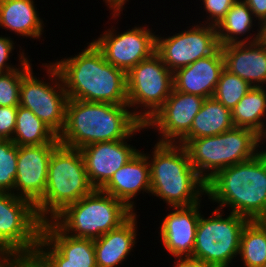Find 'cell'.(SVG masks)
Here are the masks:
<instances>
[{"label": "cell", "instance_id": "19", "mask_svg": "<svg viewBox=\"0 0 266 267\" xmlns=\"http://www.w3.org/2000/svg\"><path fill=\"white\" fill-rule=\"evenodd\" d=\"M220 47L226 70L239 76L252 87H266V43L262 39Z\"/></svg>", "mask_w": 266, "mask_h": 267}, {"label": "cell", "instance_id": "28", "mask_svg": "<svg viewBox=\"0 0 266 267\" xmlns=\"http://www.w3.org/2000/svg\"><path fill=\"white\" fill-rule=\"evenodd\" d=\"M12 141L19 146L60 144L58 135L31 110L18 106Z\"/></svg>", "mask_w": 266, "mask_h": 267}, {"label": "cell", "instance_id": "15", "mask_svg": "<svg viewBox=\"0 0 266 267\" xmlns=\"http://www.w3.org/2000/svg\"><path fill=\"white\" fill-rule=\"evenodd\" d=\"M144 129L147 127L142 123L127 139L98 142L79 149L88 179L95 189H101L114 173L137 154L139 150L127 141Z\"/></svg>", "mask_w": 266, "mask_h": 267}, {"label": "cell", "instance_id": "10", "mask_svg": "<svg viewBox=\"0 0 266 267\" xmlns=\"http://www.w3.org/2000/svg\"><path fill=\"white\" fill-rule=\"evenodd\" d=\"M42 66L50 82L33 75L31 68L21 79L19 105L31 110L59 136L65 126L68 96L58 69L51 62Z\"/></svg>", "mask_w": 266, "mask_h": 267}, {"label": "cell", "instance_id": "16", "mask_svg": "<svg viewBox=\"0 0 266 267\" xmlns=\"http://www.w3.org/2000/svg\"><path fill=\"white\" fill-rule=\"evenodd\" d=\"M59 144L19 146L14 194L34 205L46 189L50 156Z\"/></svg>", "mask_w": 266, "mask_h": 267}, {"label": "cell", "instance_id": "38", "mask_svg": "<svg viewBox=\"0 0 266 267\" xmlns=\"http://www.w3.org/2000/svg\"><path fill=\"white\" fill-rule=\"evenodd\" d=\"M173 267H204L197 259L192 257H176Z\"/></svg>", "mask_w": 266, "mask_h": 267}, {"label": "cell", "instance_id": "4", "mask_svg": "<svg viewBox=\"0 0 266 267\" xmlns=\"http://www.w3.org/2000/svg\"><path fill=\"white\" fill-rule=\"evenodd\" d=\"M152 149V154L145 153L150 165L151 195L162 199L169 208L200 203L206 195V181L191 165L185 146L157 142Z\"/></svg>", "mask_w": 266, "mask_h": 267}, {"label": "cell", "instance_id": "31", "mask_svg": "<svg viewBox=\"0 0 266 267\" xmlns=\"http://www.w3.org/2000/svg\"><path fill=\"white\" fill-rule=\"evenodd\" d=\"M17 156L18 146L10 139H0V192L14 194Z\"/></svg>", "mask_w": 266, "mask_h": 267}, {"label": "cell", "instance_id": "29", "mask_svg": "<svg viewBox=\"0 0 266 267\" xmlns=\"http://www.w3.org/2000/svg\"><path fill=\"white\" fill-rule=\"evenodd\" d=\"M238 256L243 267H262L266 263V229L257 220L244 226Z\"/></svg>", "mask_w": 266, "mask_h": 267}, {"label": "cell", "instance_id": "2", "mask_svg": "<svg viewBox=\"0 0 266 267\" xmlns=\"http://www.w3.org/2000/svg\"><path fill=\"white\" fill-rule=\"evenodd\" d=\"M141 124L128 104L68 98L65 126L58 140L64 146L81 149L98 142L127 139Z\"/></svg>", "mask_w": 266, "mask_h": 267}, {"label": "cell", "instance_id": "23", "mask_svg": "<svg viewBox=\"0 0 266 267\" xmlns=\"http://www.w3.org/2000/svg\"><path fill=\"white\" fill-rule=\"evenodd\" d=\"M256 20L248 5L243 0H237L216 26L219 45L252 43L262 39V25ZM255 23L258 25L257 33L252 34L250 31ZM244 34L246 37H243Z\"/></svg>", "mask_w": 266, "mask_h": 267}, {"label": "cell", "instance_id": "32", "mask_svg": "<svg viewBox=\"0 0 266 267\" xmlns=\"http://www.w3.org/2000/svg\"><path fill=\"white\" fill-rule=\"evenodd\" d=\"M29 60L19 69L0 74V107L19 106L21 79L32 68Z\"/></svg>", "mask_w": 266, "mask_h": 267}, {"label": "cell", "instance_id": "37", "mask_svg": "<svg viewBox=\"0 0 266 267\" xmlns=\"http://www.w3.org/2000/svg\"><path fill=\"white\" fill-rule=\"evenodd\" d=\"M254 17L263 26L266 23V0H243Z\"/></svg>", "mask_w": 266, "mask_h": 267}, {"label": "cell", "instance_id": "8", "mask_svg": "<svg viewBox=\"0 0 266 267\" xmlns=\"http://www.w3.org/2000/svg\"><path fill=\"white\" fill-rule=\"evenodd\" d=\"M126 82L127 104L132 108V113L146 124L170 96L173 73L154 53L126 73Z\"/></svg>", "mask_w": 266, "mask_h": 267}, {"label": "cell", "instance_id": "35", "mask_svg": "<svg viewBox=\"0 0 266 267\" xmlns=\"http://www.w3.org/2000/svg\"><path fill=\"white\" fill-rule=\"evenodd\" d=\"M18 107H0V139L12 140L15 128Z\"/></svg>", "mask_w": 266, "mask_h": 267}, {"label": "cell", "instance_id": "3", "mask_svg": "<svg viewBox=\"0 0 266 267\" xmlns=\"http://www.w3.org/2000/svg\"><path fill=\"white\" fill-rule=\"evenodd\" d=\"M228 166L206 181V196L218 209L255 221L266 217V153Z\"/></svg>", "mask_w": 266, "mask_h": 267}, {"label": "cell", "instance_id": "43", "mask_svg": "<svg viewBox=\"0 0 266 267\" xmlns=\"http://www.w3.org/2000/svg\"><path fill=\"white\" fill-rule=\"evenodd\" d=\"M266 229V217L257 220Z\"/></svg>", "mask_w": 266, "mask_h": 267}, {"label": "cell", "instance_id": "39", "mask_svg": "<svg viewBox=\"0 0 266 267\" xmlns=\"http://www.w3.org/2000/svg\"><path fill=\"white\" fill-rule=\"evenodd\" d=\"M11 256L0 248V267H8Z\"/></svg>", "mask_w": 266, "mask_h": 267}, {"label": "cell", "instance_id": "20", "mask_svg": "<svg viewBox=\"0 0 266 267\" xmlns=\"http://www.w3.org/2000/svg\"><path fill=\"white\" fill-rule=\"evenodd\" d=\"M122 201L132 212H135V197L144 192H151L150 165L144 151L137 154L100 189Z\"/></svg>", "mask_w": 266, "mask_h": 267}, {"label": "cell", "instance_id": "26", "mask_svg": "<svg viewBox=\"0 0 266 267\" xmlns=\"http://www.w3.org/2000/svg\"><path fill=\"white\" fill-rule=\"evenodd\" d=\"M235 127L266 134V87H252L231 111Z\"/></svg>", "mask_w": 266, "mask_h": 267}, {"label": "cell", "instance_id": "34", "mask_svg": "<svg viewBox=\"0 0 266 267\" xmlns=\"http://www.w3.org/2000/svg\"><path fill=\"white\" fill-rule=\"evenodd\" d=\"M207 18L203 24L217 26L237 0H200ZM205 22V23H204Z\"/></svg>", "mask_w": 266, "mask_h": 267}, {"label": "cell", "instance_id": "7", "mask_svg": "<svg viewBox=\"0 0 266 267\" xmlns=\"http://www.w3.org/2000/svg\"><path fill=\"white\" fill-rule=\"evenodd\" d=\"M223 211L215 208L210 217L200 215L191 257L204 267H230L238 257L240 236L249 220L231 212L224 218Z\"/></svg>", "mask_w": 266, "mask_h": 267}, {"label": "cell", "instance_id": "44", "mask_svg": "<svg viewBox=\"0 0 266 267\" xmlns=\"http://www.w3.org/2000/svg\"><path fill=\"white\" fill-rule=\"evenodd\" d=\"M262 140H264V141H262V144H264L266 141V134L262 137ZM263 151L266 153V146H265V149Z\"/></svg>", "mask_w": 266, "mask_h": 267}, {"label": "cell", "instance_id": "40", "mask_svg": "<svg viewBox=\"0 0 266 267\" xmlns=\"http://www.w3.org/2000/svg\"><path fill=\"white\" fill-rule=\"evenodd\" d=\"M127 2H129V0H113V12H122Z\"/></svg>", "mask_w": 266, "mask_h": 267}, {"label": "cell", "instance_id": "25", "mask_svg": "<svg viewBox=\"0 0 266 267\" xmlns=\"http://www.w3.org/2000/svg\"><path fill=\"white\" fill-rule=\"evenodd\" d=\"M185 148L191 165L205 181L223 169L222 133L191 139Z\"/></svg>", "mask_w": 266, "mask_h": 267}, {"label": "cell", "instance_id": "27", "mask_svg": "<svg viewBox=\"0 0 266 267\" xmlns=\"http://www.w3.org/2000/svg\"><path fill=\"white\" fill-rule=\"evenodd\" d=\"M262 141L260 135L248 128L234 127L223 132V168L255 157L261 152L259 149L260 145H263Z\"/></svg>", "mask_w": 266, "mask_h": 267}, {"label": "cell", "instance_id": "22", "mask_svg": "<svg viewBox=\"0 0 266 267\" xmlns=\"http://www.w3.org/2000/svg\"><path fill=\"white\" fill-rule=\"evenodd\" d=\"M34 3V0H0V28L40 40L45 24Z\"/></svg>", "mask_w": 266, "mask_h": 267}, {"label": "cell", "instance_id": "1", "mask_svg": "<svg viewBox=\"0 0 266 267\" xmlns=\"http://www.w3.org/2000/svg\"><path fill=\"white\" fill-rule=\"evenodd\" d=\"M79 54L51 62L70 99L127 104L126 73L108 63L91 41Z\"/></svg>", "mask_w": 266, "mask_h": 267}, {"label": "cell", "instance_id": "24", "mask_svg": "<svg viewBox=\"0 0 266 267\" xmlns=\"http://www.w3.org/2000/svg\"><path fill=\"white\" fill-rule=\"evenodd\" d=\"M234 127L231 111L213 97L206 98L192 122L190 131L178 144L185 146L191 139L218 135Z\"/></svg>", "mask_w": 266, "mask_h": 267}, {"label": "cell", "instance_id": "5", "mask_svg": "<svg viewBox=\"0 0 266 267\" xmlns=\"http://www.w3.org/2000/svg\"><path fill=\"white\" fill-rule=\"evenodd\" d=\"M94 190L80 150L59 144L50 156L46 189L35 204L36 213L42 222L51 221L66 206Z\"/></svg>", "mask_w": 266, "mask_h": 267}, {"label": "cell", "instance_id": "13", "mask_svg": "<svg viewBox=\"0 0 266 267\" xmlns=\"http://www.w3.org/2000/svg\"><path fill=\"white\" fill-rule=\"evenodd\" d=\"M36 255L47 267H97L93 239L65 234L52 221L42 222Z\"/></svg>", "mask_w": 266, "mask_h": 267}, {"label": "cell", "instance_id": "6", "mask_svg": "<svg viewBox=\"0 0 266 267\" xmlns=\"http://www.w3.org/2000/svg\"><path fill=\"white\" fill-rule=\"evenodd\" d=\"M133 213L122 201L95 189L66 206L51 221L65 234L94 240L118 228Z\"/></svg>", "mask_w": 266, "mask_h": 267}, {"label": "cell", "instance_id": "42", "mask_svg": "<svg viewBox=\"0 0 266 267\" xmlns=\"http://www.w3.org/2000/svg\"><path fill=\"white\" fill-rule=\"evenodd\" d=\"M262 40L266 43V23L262 26Z\"/></svg>", "mask_w": 266, "mask_h": 267}, {"label": "cell", "instance_id": "17", "mask_svg": "<svg viewBox=\"0 0 266 267\" xmlns=\"http://www.w3.org/2000/svg\"><path fill=\"white\" fill-rule=\"evenodd\" d=\"M201 203L191 206L170 207L173 212L163 217L160 226V241L174 258L191 257L200 219Z\"/></svg>", "mask_w": 266, "mask_h": 267}, {"label": "cell", "instance_id": "9", "mask_svg": "<svg viewBox=\"0 0 266 267\" xmlns=\"http://www.w3.org/2000/svg\"><path fill=\"white\" fill-rule=\"evenodd\" d=\"M41 233L35 205L13 193L0 192V248L11 257L35 255Z\"/></svg>", "mask_w": 266, "mask_h": 267}, {"label": "cell", "instance_id": "41", "mask_svg": "<svg viewBox=\"0 0 266 267\" xmlns=\"http://www.w3.org/2000/svg\"><path fill=\"white\" fill-rule=\"evenodd\" d=\"M103 1L108 6L109 10H112L111 11L112 13H110L112 15V19L113 18L115 19L117 16L118 17L120 16L121 12H113V0H103Z\"/></svg>", "mask_w": 266, "mask_h": 267}, {"label": "cell", "instance_id": "36", "mask_svg": "<svg viewBox=\"0 0 266 267\" xmlns=\"http://www.w3.org/2000/svg\"><path fill=\"white\" fill-rule=\"evenodd\" d=\"M8 267H47L44 262L35 255H21L11 257Z\"/></svg>", "mask_w": 266, "mask_h": 267}, {"label": "cell", "instance_id": "11", "mask_svg": "<svg viewBox=\"0 0 266 267\" xmlns=\"http://www.w3.org/2000/svg\"><path fill=\"white\" fill-rule=\"evenodd\" d=\"M220 47L216 26L202 24L192 25L172 36L156 35L155 53L166 67L174 73L198 59L212 55Z\"/></svg>", "mask_w": 266, "mask_h": 267}, {"label": "cell", "instance_id": "30", "mask_svg": "<svg viewBox=\"0 0 266 267\" xmlns=\"http://www.w3.org/2000/svg\"><path fill=\"white\" fill-rule=\"evenodd\" d=\"M251 88L252 86L248 82L224 68L217 82L213 98L232 111Z\"/></svg>", "mask_w": 266, "mask_h": 267}, {"label": "cell", "instance_id": "21", "mask_svg": "<svg viewBox=\"0 0 266 267\" xmlns=\"http://www.w3.org/2000/svg\"><path fill=\"white\" fill-rule=\"evenodd\" d=\"M137 217L134 212L118 228L93 240L97 267H118L128 259L137 243Z\"/></svg>", "mask_w": 266, "mask_h": 267}, {"label": "cell", "instance_id": "33", "mask_svg": "<svg viewBox=\"0 0 266 267\" xmlns=\"http://www.w3.org/2000/svg\"><path fill=\"white\" fill-rule=\"evenodd\" d=\"M15 43L12 40V38H10V36H0V74H4V73H8L11 72L13 70L19 69L20 66H22L28 59L29 56L27 57L25 50L19 51L20 54H18L19 56V62L20 64L18 65H12L11 63H8L10 57H11V53L12 51L15 49ZM25 54V55H24ZM7 62V63H6ZM18 66V67H17Z\"/></svg>", "mask_w": 266, "mask_h": 267}, {"label": "cell", "instance_id": "18", "mask_svg": "<svg viewBox=\"0 0 266 267\" xmlns=\"http://www.w3.org/2000/svg\"><path fill=\"white\" fill-rule=\"evenodd\" d=\"M224 69V57L219 47L212 55L196 60L173 73V89L203 98H212Z\"/></svg>", "mask_w": 266, "mask_h": 267}, {"label": "cell", "instance_id": "12", "mask_svg": "<svg viewBox=\"0 0 266 267\" xmlns=\"http://www.w3.org/2000/svg\"><path fill=\"white\" fill-rule=\"evenodd\" d=\"M152 32L147 26L137 25L120 33L112 26L92 42L108 63L128 73L155 53L156 35Z\"/></svg>", "mask_w": 266, "mask_h": 267}, {"label": "cell", "instance_id": "14", "mask_svg": "<svg viewBox=\"0 0 266 267\" xmlns=\"http://www.w3.org/2000/svg\"><path fill=\"white\" fill-rule=\"evenodd\" d=\"M205 98L172 89L163 106L145 124L158 131L159 143H178L191 129Z\"/></svg>", "mask_w": 266, "mask_h": 267}]
</instances>
